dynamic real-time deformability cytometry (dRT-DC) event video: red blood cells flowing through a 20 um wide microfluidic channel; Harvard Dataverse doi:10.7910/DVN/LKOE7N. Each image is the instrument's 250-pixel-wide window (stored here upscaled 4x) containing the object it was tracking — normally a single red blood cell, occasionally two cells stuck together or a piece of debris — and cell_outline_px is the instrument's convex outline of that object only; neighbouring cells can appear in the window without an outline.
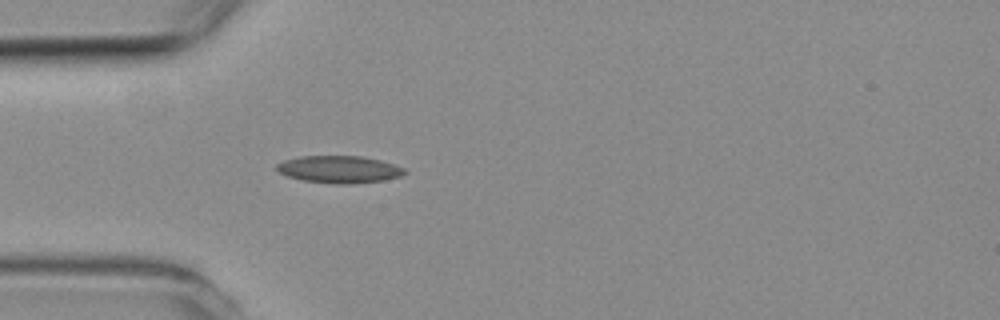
{"species": "common noctule bat (a hibernating species)", "species_latin": "Nyctalus noctula", "temperature_condition": "room temperature", "stored_images_in_passage": 1, "camera_frame_rate_fps": 3000, "um_per_image_px": 0.085, "animal": {"sex": "female", "body_mass_g": 19.3, "forearm_length_mm": 54.1}, "frame": {"image": 1, "passage_image": 1, "time_ms": 0.0, "image_size_px": [1000, 320], "cell_outline_px": [[408, 172], [400, 176], [384, 180], [348, 184], [336, 184], [304, 180], [288, 176], [280, 172], [276, 168], [276, 164], [284, 160], [300, 156], [360, 156], [380, 160], [404, 168]], "centroid_in_image_um": [28.84, 14.39], "position_along_channel_um": 56.2, "area_um2": 20.11}}